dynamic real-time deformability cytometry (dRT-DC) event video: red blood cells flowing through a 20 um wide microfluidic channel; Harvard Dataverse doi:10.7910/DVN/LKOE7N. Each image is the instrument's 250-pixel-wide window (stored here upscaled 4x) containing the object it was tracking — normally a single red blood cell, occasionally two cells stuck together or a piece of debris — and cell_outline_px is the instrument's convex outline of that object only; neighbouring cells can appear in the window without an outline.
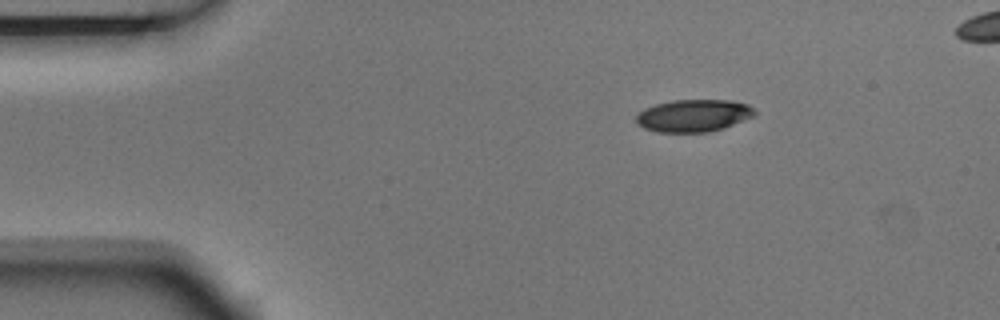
{"species": "Egyptian fruit bat (a non-hibernating species)", "species_latin": "Rousettus aegyptiacus", "temperature_condition": "room temperature", "stored_images_in_passage": 4, "camera_frame_rate_fps": 3000, "um_per_image_px": 0.085, "animal": {"sex": "male"}, "frame": {"image": 1, "passage_image": 1, "time_ms": 0.0, "image_size_px": [1000, 320], "cell_outline_px": [[756, 116], [724, 128], [708, 132], [656, 132], [644, 128], [636, 120], [636, 116], [644, 108], [656, 104], [672, 100], [732, 100], [748, 104], [756, 112]], "centroid_in_image_um": [58.99, 9.82], "position_along_channel_um": 26.0, "area_um2": 22.43}}